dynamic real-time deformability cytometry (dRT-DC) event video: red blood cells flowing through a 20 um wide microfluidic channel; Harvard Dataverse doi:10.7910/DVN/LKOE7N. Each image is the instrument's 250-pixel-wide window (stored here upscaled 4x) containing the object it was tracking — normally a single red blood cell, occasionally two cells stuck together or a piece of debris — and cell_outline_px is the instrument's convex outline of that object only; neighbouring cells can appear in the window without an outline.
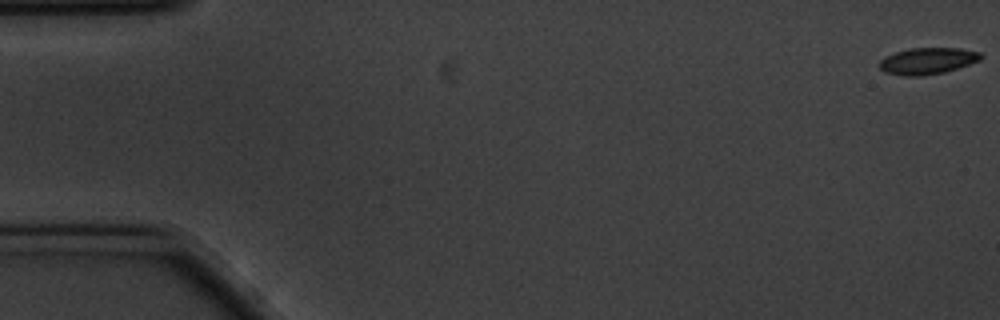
{"species": "common noctule bat (a hibernating species)", "species_latin": "Nyctalus noctula", "temperature_condition": "cold", "stored_images_in_passage": 58, "camera_frame_rate_fps": 3000, "um_per_image_px": 0.085, "animal": {"sex": "male", "body_mass_g": 20.1, "forearm_length_mm": 53.5}, "frame": {"image": 1, "passage_image": 1, "time_ms": 0.0, "image_size_px": [1000, 320], "cell_outline_px": [[984, 56], [980, 60], [944, 72], [924, 76], [904, 76], [884, 72], [880, 68], [880, 60], [884, 56], [908, 48], [960, 48], [980, 52]], "centroid_in_image_um": [78.83, 5.17], "position_along_channel_um": 6.2, "area_um2": 15.72}}
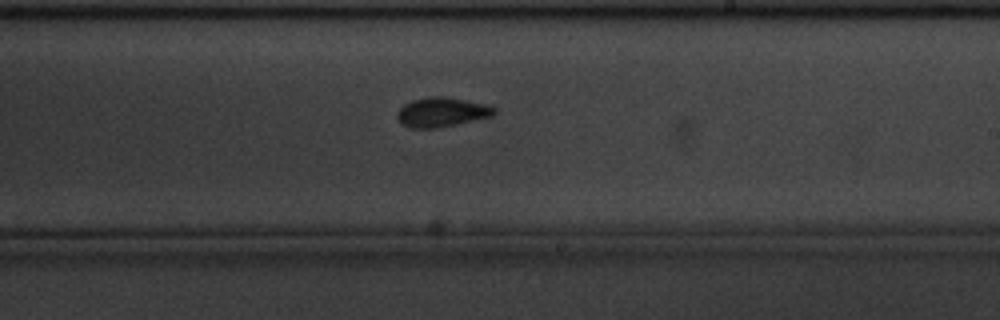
{"frame": {"image": 2, "passage_image": 34, "time_ms": 11.0, "image_size_px": [1000, 320], "cell_outline_px": [[496, 112], [492, 116], [456, 124], [436, 128], [408, 128], [400, 124], [396, 116], [396, 112], [404, 104], [412, 100], [432, 96], [444, 96], [488, 104], [496, 108]], "centroid_in_image_um": [37.52, 9.53], "position_along_channel_um": 251.5, "area_um2": 16.82}}
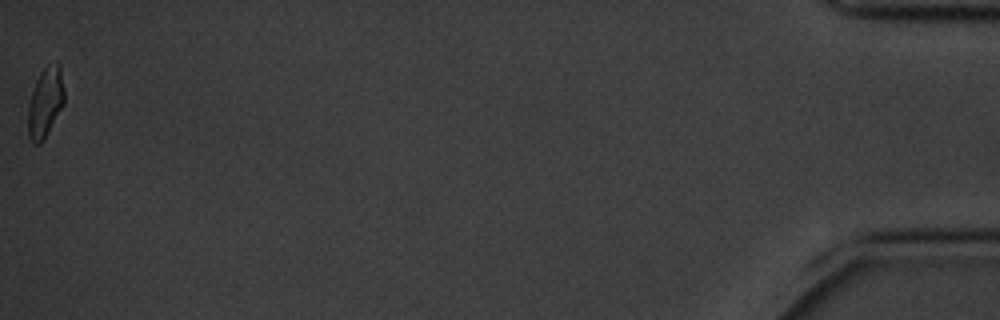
{"frame": {"image": 3, "passage_image": 58, "time_ms": 19.0, "image_size_px": [1000, 320], "cell_outline_px": [[64, 104], [44, 140], [40, 144], [32, 144], [28, 136], [28, 104], [36, 80], [40, 72], [44, 68], [56, 60], [60, 64], [64, 88]], "centroid_in_image_um": [3.86, 8.71], "position_along_channel_um": 431.3, "area_um2": 15.03}, "authors_computed_cell_mechanics": {"area_um2": 15.895, "velocity_mm_per_s": 3.4823, "shape_relaxation_time_tau1_ms": 2.65, "shape_relaxation_time_tau2_ms": 2.7262, "deformation_change_tau1": 0.0867, "deformation_change_tau2": 0.0623}}